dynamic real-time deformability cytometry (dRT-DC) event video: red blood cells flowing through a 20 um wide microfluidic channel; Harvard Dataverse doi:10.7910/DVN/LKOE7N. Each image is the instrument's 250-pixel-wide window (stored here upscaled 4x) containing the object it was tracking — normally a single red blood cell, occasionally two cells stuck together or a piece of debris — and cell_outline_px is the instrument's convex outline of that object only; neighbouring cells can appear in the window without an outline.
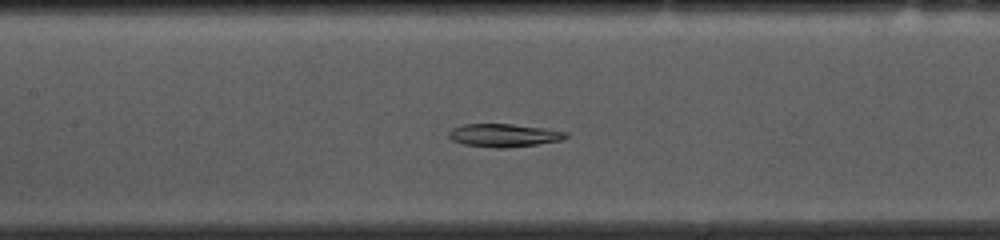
{"species": "common noctule bat (a hibernating species)", "species_latin": "Nyctalus noctula", "temperature_condition": "cold", "stored_images_in_passage": 52, "camera_frame_rate_fps": 3000, "um_per_image_px": 0.085, "animal": {"sex": "female", "body_mass_g": 10.0, "forearm_length_mm": 53.1}, "frame": {"image": 1, "passage_image": 22, "time_ms": 7.0, "image_size_px": [1000, 240], "cell_outline_px": [[568, 136], [564, 140], [536, 144], [504, 148], [496, 148], [464, 144], [452, 140], [448, 136], [448, 132], [452, 128], [464, 124], [512, 124], [544, 128], [568, 132]], "centroid_in_image_um": [42.84, 11.5], "position_along_channel_um": 164.6, "area_um2": 15.72}}
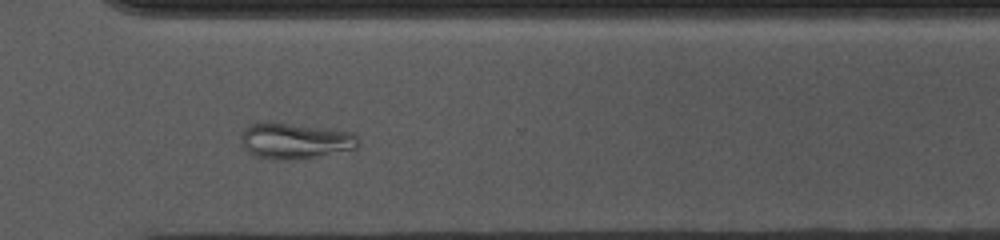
{"frame": {"image": 2, "passage_image": 37, "time_ms": 12.0, "image_size_px": [1000, 240], "cell_outline_px": [[360, 144], [356, 148], [312, 156], [288, 160], [272, 160], [256, 156], [248, 152], [240, 144], [240, 136], [244, 128], [252, 124], [292, 124], [352, 132], [360, 140]], "centroid_in_image_um": [25.03, 11.99], "position_along_channel_um": 345.6, "area_um2": 23.87}}
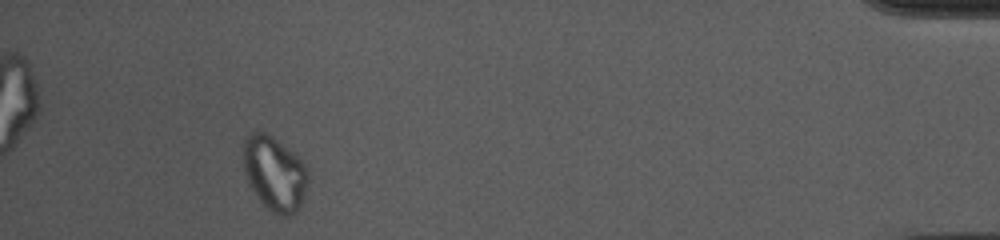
{"frame": {"image": 3, "passage_image": 48, "time_ms": 15.667, "image_size_px": [1000, 240], "cell_outline_px": [[308, 180], [304, 196], [300, 208], [292, 216], [280, 216], [272, 212], [256, 196], [244, 172], [244, 140], [256, 128], [272, 136], [296, 152], [308, 168]], "centroid_in_image_um": [23.37, 14.72], "position_along_channel_um": 411.8, "area_um2": 28.44}}